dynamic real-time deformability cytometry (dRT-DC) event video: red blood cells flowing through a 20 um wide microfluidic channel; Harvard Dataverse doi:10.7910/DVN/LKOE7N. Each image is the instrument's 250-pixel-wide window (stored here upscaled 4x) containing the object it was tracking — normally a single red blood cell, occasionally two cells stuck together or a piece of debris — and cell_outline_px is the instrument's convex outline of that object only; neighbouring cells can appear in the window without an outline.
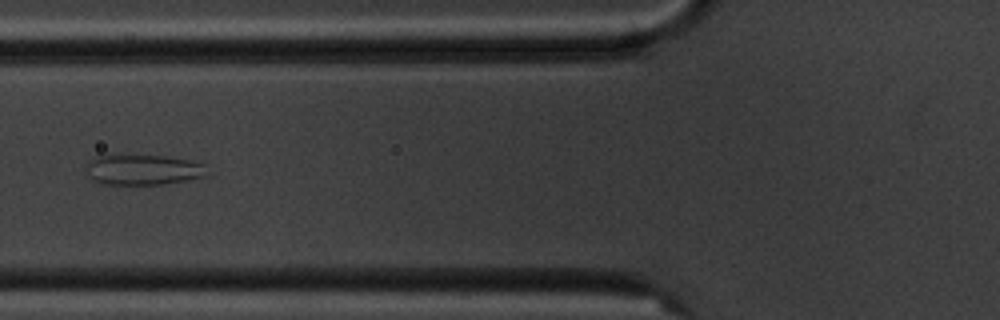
{"species": "common noctule bat (a hibernating species)", "species_latin": "Nyctalus noctula", "temperature_condition": "cold", "stored_images_in_passage": 14, "camera_frame_rate_fps": 3000, "um_per_image_px": 0.085, "animal": {"sex": "male", "body_mass_g": 20.1, "forearm_length_mm": 53.5}, "frame": {"image": 1, "passage_image": 5, "time_ms": 5.667, "image_size_px": [1000, 320], "cell_outline_px": [[208, 176], [188, 180], [164, 184], [104, 184], [92, 180], [84, 172], [88, 160], [96, 156], [108, 152], [124, 152], [164, 156], [188, 160], [204, 164]], "centroid_in_image_um": [12.05, 14.37], "position_along_channel_um": 113.8, "area_um2": 22.6}}
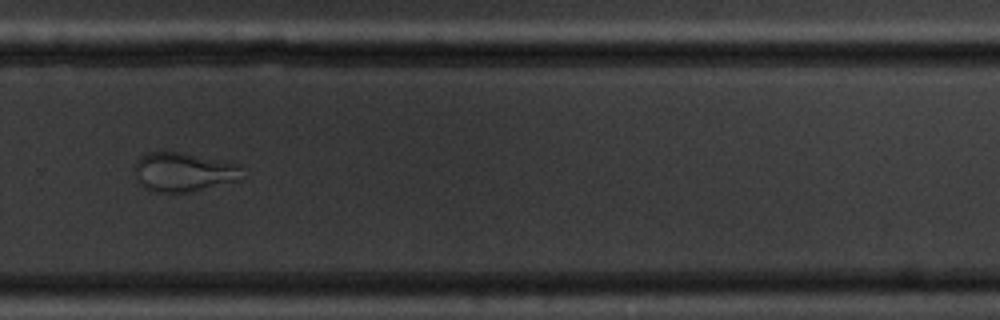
{"frame": {"image": 2, "passage_image": 10, "time_ms": 11.333, "image_size_px": [1000, 320], "cell_outline_px": [[240, 180], [192, 192], [156, 192], [144, 188], [140, 184], [136, 176], [136, 160], [140, 156], [148, 152], [184, 152], [236, 164], [240, 168]], "centroid_in_image_um": [15.57, 14.63], "position_along_channel_um": 314.2, "area_um2": 24.33}}
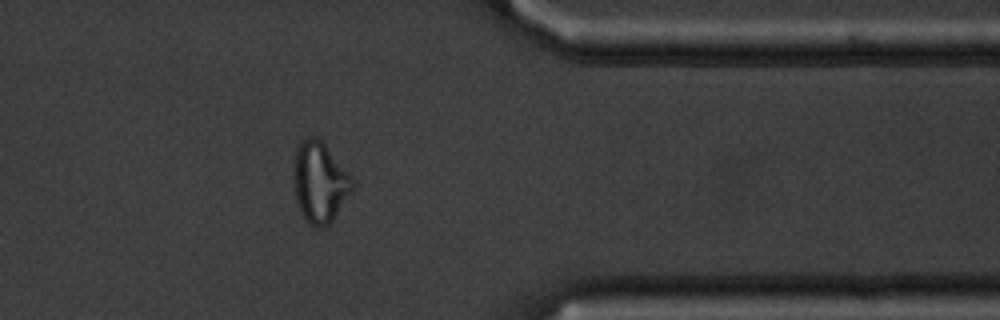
{"frame": {"image": 3, "passage_image": 12, "time_ms": 13.667, "image_size_px": [1000, 320], "cell_outline_px": [[356, 184], [332, 220], [324, 228], [312, 228], [308, 224], [300, 208], [296, 196], [296, 148], [300, 140], [312, 136], [316, 136], [324, 144], [356, 180]], "centroid_in_image_um": [27.23, 15.5], "position_along_channel_um": 384.2, "area_um2": 26.99}}